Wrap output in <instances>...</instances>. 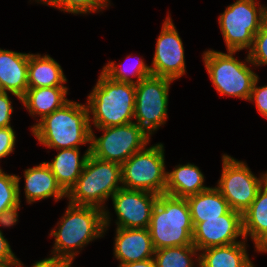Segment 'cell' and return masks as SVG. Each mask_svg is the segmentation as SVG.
Listing matches in <instances>:
<instances>
[{
	"instance_id": "1",
	"label": "cell",
	"mask_w": 267,
	"mask_h": 267,
	"mask_svg": "<svg viewBox=\"0 0 267 267\" xmlns=\"http://www.w3.org/2000/svg\"><path fill=\"white\" fill-rule=\"evenodd\" d=\"M104 234V210L68 202L65 213L49 234L54 237L50 255L65 259L72 264L84 246L103 237Z\"/></svg>"
},
{
	"instance_id": "2",
	"label": "cell",
	"mask_w": 267,
	"mask_h": 267,
	"mask_svg": "<svg viewBox=\"0 0 267 267\" xmlns=\"http://www.w3.org/2000/svg\"><path fill=\"white\" fill-rule=\"evenodd\" d=\"M32 134L49 149L90 145L91 127L86 104L69 100L61 108L31 126Z\"/></svg>"
},
{
	"instance_id": "3",
	"label": "cell",
	"mask_w": 267,
	"mask_h": 267,
	"mask_svg": "<svg viewBox=\"0 0 267 267\" xmlns=\"http://www.w3.org/2000/svg\"><path fill=\"white\" fill-rule=\"evenodd\" d=\"M123 188L121 165L98 159L89 154L76 184L67 193L69 203L94 206L104 210L105 232L111 224L105 202Z\"/></svg>"
},
{
	"instance_id": "4",
	"label": "cell",
	"mask_w": 267,
	"mask_h": 267,
	"mask_svg": "<svg viewBox=\"0 0 267 267\" xmlns=\"http://www.w3.org/2000/svg\"><path fill=\"white\" fill-rule=\"evenodd\" d=\"M90 127L104 128L134 121L135 84L111 80L102 71L87 96ZM92 114V115H91Z\"/></svg>"
},
{
	"instance_id": "5",
	"label": "cell",
	"mask_w": 267,
	"mask_h": 267,
	"mask_svg": "<svg viewBox=\"0 0 267 267\" xmlns=\"http://www.w3.org/2000/svg\"><path fill=\"white\" fill-rule=\"evenodd\" d=\"M148 229L155 250L193 245L194 225L186 198L159 195Z\"/></svg>"
},
{
	"instance_id": "6",
	"label": "cell",
	"mask_w": 267,
	"mask_h": 267,
	"mask_svg": "<svg viewBox=\"0 0 267 267\" xmlns=\"http://www.w3.org/2000/svg\"><path fill=\"white\" fill-rule=\"evenodd\" d=\"M234 54L236 51L224 53L209 49L203 52L202 57L212 84L221 96L237 97L248 101L258 75L247 66V64L253 65L248 53L244 61L235 58Z\"/></svg>"
},
{
	"instance_id": "7",
	"label": "cell",
	"mask_w": 267,
	"mask_h": 267,
	"mask_svg": "<svg viewBox=\"0 0 267 267\" xmlns=\"http://www.w3.org/2000/svg\"><path fill=\"white\" fill-rule=\"evenodd\" d=\"M266 19L267 7L257 0H236L227 6L218 18L227 51H249Z\"/></svg>"
},
{
	"instance_id": "8",
	"label": "cell",
	"mask_w": 267,
	"mask_h": 267,
	"mask_svg": "<svg viewBox=\"0 0 267 267\" xmlns=\"http://www.w3.org/2000/svg\"><path fill=\"white\" fill-rule=\"evenodd\" d=\"M145 146L121 165L122 185L129 190L165 194L166 166L162 143Z\"/></svg>"
},
{
	"instance_id": "9",
	"label": "cell",
	"mask_w": 267,
	"mask_h": 267,
	"mask_svg": "<svg viewBox=\"0 0 267 267\" xmlns=\"http://www.w3.org/2000/svg\"><path fill=\"white\" fill-rule=\"evenodd\" d=\"M221 160L222 173L215 187L232 210L243 214L267 181V171L257 177L244 161L236 160L227 154H223Z\"/></svg>"
},
{
	"instance_id": "10",
	"label": "cell",
	"mask_w": 267,
	"mask_h": 267,
	"mask_svg": "<svg viewBox=\"0 0 267 267\" xmlns=\"http://www.w3.org/2000/svg\"><path fill=\"white\" fill-rule=\"evenodd\" d=\"M96 129L103 131V135L97 138L91 129L90 154L120 165L147 146L151 139L135 122Z\"/></svg>"
},
{
	"instance_id": "11",
	"label": "cell",
	"mask_w": 267,
	"mask_h": 267,
	"mask_svg": "<svg viewBox=\"0 0 267 267\" xmlns=\"http://www.w3.org/2000/svg\"><path fill=\"white\" fill-rule=\"evenodd\" d=\"M174 80L150 75L135 85L134 119L149 137L166 124L169 89Z\"/></svg>"
},
{
	"instance_id": "12",
	"label": "cell",
	"mask_w": 267,
	"mask_h": 267,
	"mask_svg": "<svg viewBox=\"0 0 267 267\" xmlns=\"http://www.w3.org/2000/svg\"><path fill=\"white\" fill-rule=\"evenodd\" d=\"M150 69L152 75L172 80L181 78L187 72L183 42L169 13L158 35Z\"/></svg>"
},
{
	"instance_id": "13",
	"label": "cell",
	"mask_w": 267,
	"mask_h": 267,
	"mask_svg": "<svg viewBox=\"0 0 267 267\" xmlns=\"http://www.w3.org/2000/svg\"><path fill=\"white\" fill-rule=\"evenodd\" d=\"M158 196L142 190L119 189L111 197L116 228H148Z\"/></svg>"
},
{
	"instance_id": "14",
	"label": "cell",
	"mask_w": 267,
	"mask_h": 267,
	"mask_svg": "<svg viewBox=\"0 0 267 267\" xmlns=\"http://www.w3.org/2000/svg\"><path fill=\"white\" fill-rule=\"evenodd\" d=\"M245 239L242 227V214L230 209L226 214L213 219H203L193 229V245L199 250L209 247L229 245Z\"/></svg>"
},
{
	"instance_id": "15",
	"label": "cell",
	"mask_w": 267,
	"mask_h": 267,
	"mask_svg": "<svg viewBox=\"0 0 267 267\" xmlns=\"http://www.w3.org/2000/svg\"><path fill=\"white\" fill-rule=\"evenodd\" d=\"M113 254L119 265L154 257L155 249L148 228H116Z\"/></svg>"
},
{
	"instance_id": "16",
	"label": "cell",
	"mask_w": 267,
	"mask_h": 267,
	"mask_svg": "<svg viewBox=\"0 0 267 267\" xmlns=\"http://www.w3.org/2000/svg\"><path fill=\"white\" fill-rule=\"evenodd\" d=\"M29 53L0 48V91L9 92L19 101L28 89Z\"/></svg>"
},
{
	"instance_id": "17",
	"label": "cell",
	"mask_w": 267,
	"mask_h": 267,
	"mask_svg": "<svg viewBox=\"0 0 267 267\" xmlns=\"http://www.w3.org/2000/svg\"><path fill=\"white\" fill-rule=\"evenodd\" d=\"M23 176L24 193L28 204L50 197H53L55 201L67 197V193L57 183L54 174L45 162L25 169Z\"/></svg>"
},
{
	"instance_id": "18",
	"label": "cell",
	"mask_w": 267,
	"mask_h": 267,
	"mask_svg": "<svg viewBox=\"0 0 267 267\" xmlns=\"http://www.w3.org/2000/svg\"><path fill=\"white\" fill-rule=\"evenodd\" d=\"M243 235L254 243L255 251L267 253V181L250 207L242 214Z\"/></svg>"
},
{
	"instance_id": "19",
	"label": "cell",
	"mask_w": 267,
	"mask_h": 267,
	"mask_svg": "<svg viewBox=\"0 0 267 267\" xmlns=\"http://www.w3.org/2000/svg\"><path fill=\"white\" fill-rule=\"evenodd\" d=\"M89 154L90 145L82 157L79 148L59 149L52 162H45L66 193L76 184Z\"/></svg>"
},
{
	"instance_id": "20",
	"label": "cell",
	"mask_w": 267,
	"mask_h": 267,
	"mask_svg": "<svg viewBox=\"0 0 267 267\" xmlns=\"http://www.w3.org/2000/svg\"><path fill=\"white\" fill-rule=\"evenodd\" d=\"M67 94L68 87L66 86L28 88L21 98V103L32 117L40 118L37 119L39 122L46 115L66 104L69 101L66 98Z\"/></svg>"
},
{
	"instance_id": "21",
	"label": "cell",
	"mask_w": 267,
	"mask_h": 267,
	"mask_svg": "<svg viewBox=\"0 0 267 267\" xmlns=\"http://www.w3.org/2000/svg\"><path fill=\"white\" fill-rule=\"evenodd\" d=\"M204 177L200 168L194 164L176 165L172 171H167L165 194L187 198L205 191L209 186L204 185Z\"/></svg>"
},
{
	"instance_id": "22",
	"label": "cell",
	"mask_w": 267,
	"mask_h": 267,
	"mask_svg": "<svg viewBox=\"0 0 267 267\" xmlns=\"http://www.w3.org/2000/svg\"><path fill=\"white\" fill-rule=\"evenodd\" d=\"M246 242L242 239V242L201 250L199 267H255L248 256Z\"/></svg>"
},
{
	"instance_id": "23",
	"label": "cell",
	"mask_w": 267,
	"mask_h": 267,
	"mask_svg": "<svg viewBox=\"0 0 267 267\" xmlns=\"http://www.w3.org/2000/svg\"><path fill=\"white\" fill-rule=\"evenodd\" d=\"M67 78L50 55L29 53L28 88L65 86Z\"/></svg>"
},
{
	"instance_id": "24",
	"label": "cell",
	"mask_w": 267,
	"mask_h": 267,
	"mask_svg": "<svg viewBox=\"0 0 267 267\" xmlns=\"http://www.w3.org/2000/svg\"><path fill=\"white\" fill-rule=\"evenodd\" d=\"M186 200L193 225L203 222V219L218 218L231 209L227 200L216 187H209L205 191L187 197Z\"/></svg>"
},
{
	"instance_id": "25",
	"label": "cell",
	"mask_w": 267,
	"mask_h": 267,
	"mask_svg": "<svg viewBox=\"0 0 267 267\" xmlns=\"http://www.w3.org/2000/svg\"><path fill=\"white\" fill-rule=\"evenodd\" d=\"M199 250L194 245L165 247L155 250L154 260L157 267H199ZM195 256V260H193Z\"/></svg>"
},
{
	"instance_id": "26",
	"label": "cell",
	"mask_w": 267,
	"mask_h": 267,
	"mask_svg": "<svg viewBox=\"0 0 267 267\" xmlns=\"http://www.w3.org/2000/svg\"><path fill=\"white\" fill-rule=\"evenodd\" d=\"M131 64L132 65H130V67L128 65L127 68L125 65H123V63L119 62L118 65L115 61H109L106 65L103 66L101 71L111 80L117 82L132 83L135 85L144 78L152 75L150 66L147 65L142 58L138 57V60L133 61V63ZM132 77H136V80H133Z\"/></svg>"
},
{
	"instance_id": "27",
	"label": "cell",
	"mask_w": 267,
	"mask_h": 267,
	"mask_svg": "<svg viewBox=\"0 0 267 267\" xmlns=\"http://www.w3.org/2000/svg\"><path fill=\"white\" fill-rule=\"evenodd\" d=\"M110 0H53L48 6L74 15L101 12L110 5Z\"/></svg>"
},
{
	"instance_id": "28",
	"label": "cell",
	"mask_w": 267,
	"mask_h": 267,
	"mask_svg": "<svg viewBox=\"0 0 267 267\" xmlns=\"http://www.w3.org/2000/svg\"><path fill=\"white\" fill-rule=\"evenodd\" d=\"M19 182V176L7 174L0 168V213L21 203Z\"/></svg>"
},
{
	"instance_id": "29",
	"label": "cell",
	"mask_w": 267,
	"mask_h": 267,
	"mask_svg": "<svg viewBox=\"0 0 267 267\" xmlns=\"http://www.w3.org/2000/svg\"><path fill=\"white\" fill-rule=\"evenodd\" d=\"M247 53L253 67L267 65V19L255 34L253 45Z\"/></svg>"
},
{
	"instance_id": "30",
	"label": "cell",
	"mask_w": 267,
	"mask_h": 267,
	"mask_svg": "<svg viewBox=\"0 0 267 267\" xmlns=\"http://www.w3.org/2000/svg\"><path fill=\"white\" fill-rule=\"evenodd\" d=\"M259 82V76L254 81L249 102H253L256 105L257 112H259L264 118H267V85L257 86Z\"/></svg>"
},
{
	"instance_id": "31",
	"label": "cell",
	"mask_w": 267,
	"mask_h": 267,
	"mask_svg": "<svg viewBox=\"0 0 267 267\" xmlns=\"http://www.w3.org/2000/svg\"><path fill=\"white\" fill-rule=\"evenodd\" d=\"M13 126L0 128V159L13 153L16 143Z\"/></svg>"
},
{
	"instance_id": "32",
	"label": "cell",
	"mask_w": 267,
	"mask_h": 267,
	"mask_svg": "<svg viewBox=\"0 0 267 267\" xmlns=\"http://www.w3.org/2000/svg\"><path fill=\"white\" fill-rule=\"evenodd\" d=\"M12 101L8 92L0 91V128L11 126V114L13 113Z\"/></svg>"
},
{
	"instance_id": "33",
	"label": "cell",
	"mask_w": 267,
	"mask_h": 267,
	"mask_svg": "<svg viewBox=\"0 0 267 267\" xmlns=\"http://www.w3.org/2000/svg\"><path fill=\"white\" fill-rule=\"evenodd\" d=\"M72 264L62 258L50 256L48 258L36 261L31 267H72ZM12 267H25L24 264L17 259V262Z\"/></svg>"
},
{
	"instance_id": "34",
	"label": "cell",
	"mask_w": 267,
	"mask_h": 267,
	"mask_svg": "<svg viewBox=\"0 0 267 267\" xmlns=\"http://www.w3.org/2000/svg\"><path fill=\"white\" fill-rule=\"evenodd\" d=\"M17 259L8 240L3 236V232L0 231V263L12 267L17 262Z\"/></svg>"
},
{
	"instance_id": "35",
	"label": "cell",
	"mask_w": 267,
	"mask_h": 267,
	"mask_svg": "<svg viewBox=\"0 0 267 267\" xmlns=\"http://www.w3.org/2000/svg\"><path fill=\"white\" fill-rule=\"evenodd\" d=\"M20 203L13 206V207H10L6 210H4L3 212L0 213V226L1 227H11L13 225H16V223L18 222V211L20 209ZM0 231L1 228H0Z\"/></svg>"
},
{
	"instance_id": "36",
	"label": "cell",
	"mask_w": 267,
	"mask_h": 267,
	"mask_svg": "<svg viewBox=\"0 0 267 267\" xmlns=\"http://www.w3.org/2000/svg\"><path fill=\"white\" fill-rule=\"evenodd\" d=\"M118 267H157L154 258L119 265Z\"/></svg>"
},
{
	"instance_id": "37",
	"label": "cell",
	"mask_w": 267,
	"mask_h": 267,
	"mask_svg": "<svg viewBox=\"0 0 267 267\" xmlns=\"http://www.w3.org/2000/svg\"><path fill=\"white\" fill-rule=\"evenodd\" d=\"M37 3H43L45 5H49L53 0H35Z\"/></svg>"
},
{
	"instance_id": "38",
	"label": "cell",
	"mask_w": 267,
	"mask_h": 267,
	"mask_svg": "<svg viewBox=\"0 0 267 267\" xmlns=\"http://www.w3.org/2000/svg\"><path fill=\"white\" fill-rule=\"evenodd\" d=\"M0 267H9L8 265H5L3 263H0Z\"/></svg>"
}]
</instances>
